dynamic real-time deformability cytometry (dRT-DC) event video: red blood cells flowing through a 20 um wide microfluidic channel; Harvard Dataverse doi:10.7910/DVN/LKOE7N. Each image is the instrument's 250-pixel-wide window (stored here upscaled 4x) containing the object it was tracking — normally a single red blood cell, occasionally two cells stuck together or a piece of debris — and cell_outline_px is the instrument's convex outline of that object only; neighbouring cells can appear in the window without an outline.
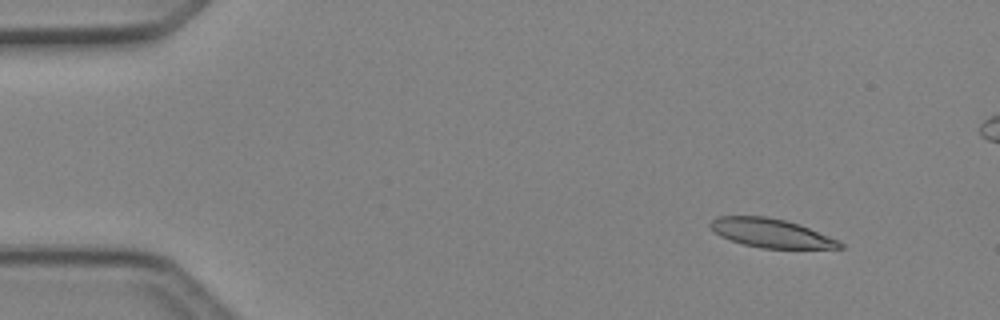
{"species": "Egyptian fruit bat (a non-hibernating species)", "species_latin": "Rousettus aegyptiacus", "temperature_condition": "cold", "stored_images_in_passage": 49, "camera_frame_rate_fps": 3000, "um_per_image_px": 0.085, "animal": {"sex": "female"}, "frame": {"image": 1, "passage_image": 5, "time_ms": 1.333, "image_size_px": [1000, 320], "cell_outline_px": [[844, 248], [760, 248], [744, 244], [720, 236], [708, 224], [712, 220], [720, 216], [764, 216], [784, 220], [800, 224], [840, 240], [844, 244]], "centroid_in_image_um": [65.59, 19.81], "position_along_channel_um": 19.4, "area_um2": 21.62}}
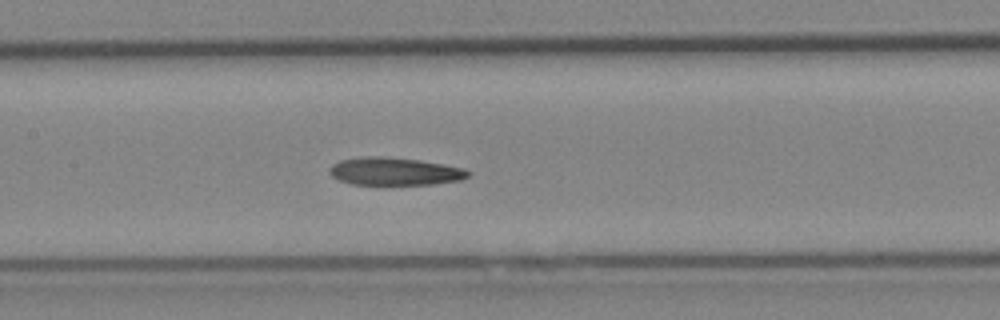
{"frame": {"image": 2, "passage_image": 23, "time_ms": 7.333, "image_size_px": [1000, 320], "cell_outline_px": [[472, 172], [468, 176], [460, 180], [432, 184], [352, 184], [340, 180], [332, 176], [328, 172], [328, 168], [332, 164], [340, 160], [364, 156], [380, 156], [420, 160], [464, 168]], "centroid_in_image_um": [33.52, 14.56], "position_along_channel_um": 173.9, "area_um2": 22.37}}
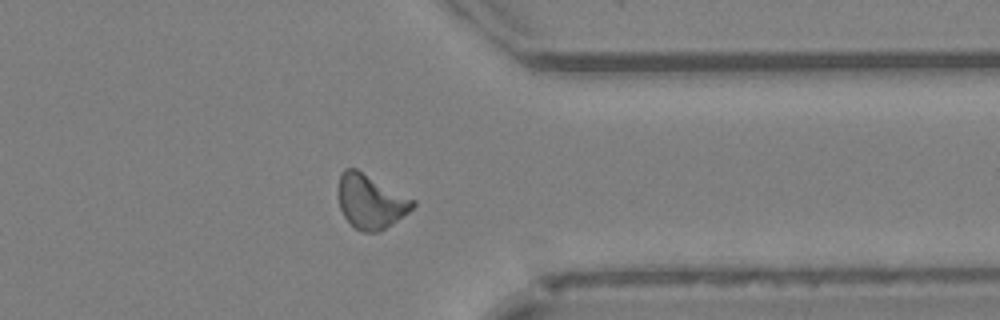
{"frame": {"image": 3, "passage_image": 38, "time_ms": 12.333, "image_size_px": [1000, 320], "cell_outline_px": [[416, 204], [408, 212], [392, 224], [380, 232], [364, 232], [356, 228], [344, 216], [340, 208], [336, 188], [340, 172], [344, 168], [356, 168], [416, 200]], "centroid_in_image_um": [31.47, 17.1], "position_along_channel_um": 379.9, "area_um2": 23.76}, "authors_computed_cell_mechanics": {"area_um2": 22.7732, "velocity_mm_per_s": 4.2207, "shape_relaxation_time_tau1_ms": null, "shape_relaxation_time_tau2_ms": 5.5141, "deformation_change_tau1": null, "deformation_change_tau2": 0.1459}}